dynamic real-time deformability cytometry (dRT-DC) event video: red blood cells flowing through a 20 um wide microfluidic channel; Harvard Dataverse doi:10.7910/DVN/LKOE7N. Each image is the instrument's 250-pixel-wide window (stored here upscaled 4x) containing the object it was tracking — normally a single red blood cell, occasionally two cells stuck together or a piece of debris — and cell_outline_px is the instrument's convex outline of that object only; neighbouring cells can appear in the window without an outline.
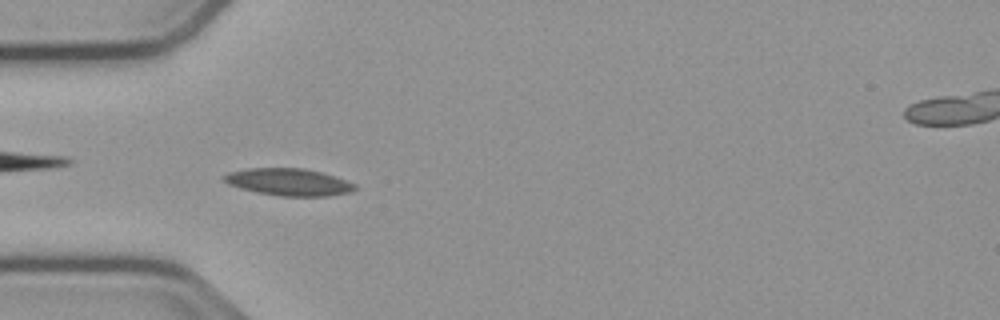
{"species": "common noctule bat (a hibernating species)", "species_latin": "Nyctalus noctula", "temperature_condition": "cold", "stored_images_in_passage": 43, "camera_frame_rate_fps": 3000, "um_per_image_px": 0.085, "animal": {"sex": "male", "body_mass_g": 23.1, "forearm_length_mm": 52.7}, "frame": {"image": 1, "passage_image": 12, "time_ms": 3.667, "image_size_px": [1000, 320], "cell_outline_px": [[356, 188], [352, 192], [328, 196], [280, 196], [256, 192], [240, 188], [228, 184], [220, 180], [220, 176], [228, 172], [248, 168], [304, 168], [320, 172], [356, 184]], "centroid_in_image_um": [24.47, 15.47], "position_along_channel_um": 60.5, "area_um2": 20.81}}
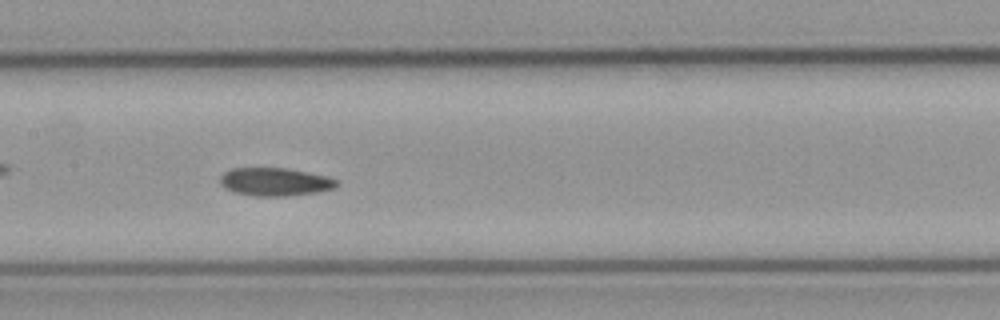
{"frame": {"image": 2, "passage_image": 22, "time_ms": 7.0, "image_size_px": [1000, 320], "cell_outline_px": [[340, 184], [336, 188], [316, 192], [288, 196], [252, 196], [232, 192], [224, 188], [220, 184], [220, 176], [224, 172], [232, 168], [284, 168], [328, 176], [336, 180]], "centroid_in_image_um": [23.35, 15.46], "position_along_channel_um": 184.0, "area_um2": 19.25}}
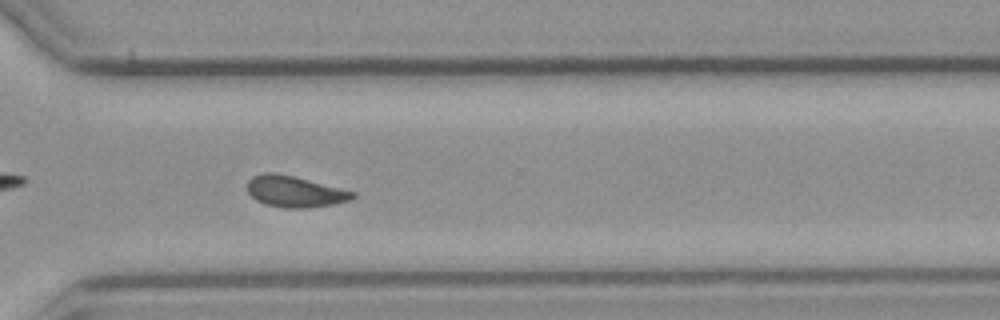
{"frame": {"image": 3, "passage_image": 35, "time_ms": 11.333, "image_size_px": [1000, 320], "cell_outline_px": [[356, 196], [352, 200], [336, 204], [308, 208], [284, 208], [264, 204], [256, 200], [248, 192], [248, 180], [252, 176], [264, 172], [272, 172], [292, 176], [356, 192]], "centroid_in_image_um": [25.07, 16.3], "position_along_channel_um": 345.5, "area_um2": 19.19}, "authors_computed_cell_mechanics": {"area_um2": 19.1318, "velocity_mm_per_s": 3.7379, "shape_relaxation_time_tau1_ms": 6.0046, "shape_relaxation_time_tau2_ms": 4.9094, "deformation_change_tau1": 0.145, "deformation_change_tau2": 0.1058}}